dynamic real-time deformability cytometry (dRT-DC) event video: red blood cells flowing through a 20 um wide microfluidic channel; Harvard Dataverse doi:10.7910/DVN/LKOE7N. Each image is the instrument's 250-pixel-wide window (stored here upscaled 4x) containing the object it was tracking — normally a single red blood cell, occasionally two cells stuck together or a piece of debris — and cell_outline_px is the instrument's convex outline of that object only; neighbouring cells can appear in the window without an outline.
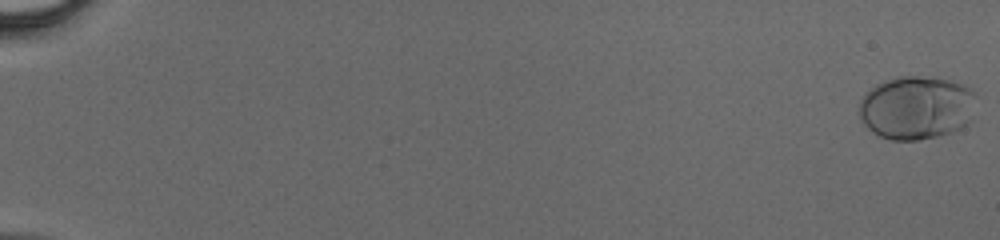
{"species": "human", "species_latin": "Homo sapiens", "temperature_condition": "cold", "stored_images_in_passage": 48, "camera_frame_rate_fps": 3000, "um_per_image_px": 0.085, "donor": {"sex": "male"}, "frame": {"image": 1, "passage_image": 1, "time_ms": 0.0, "image_size_px": [1000, 240], "cell_outline_px": [[976, 96], [972, 120], [960, 128], [952, 132], [920, 140], [892, 140], [880, 136], [872, 132], [864, 124], [860, 116], [860, 100], [876, 84], [900, 76], [916, 76], [948, 80], [964, 84], [976, 92]], "centroid_in_image_um": [77.94, 9.16], "position_along_channel_um": 7.1, "area_um2": 43.29}}
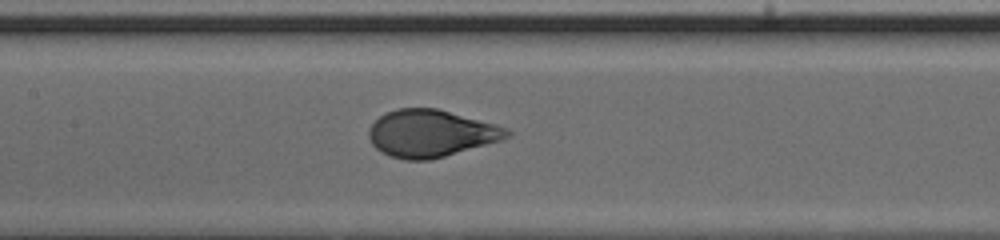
{"frame": {"image": 2, "passage_image": 26, "time_ms": 8.333, "image_size_px": [1000, 240], "cell_outline_px": [[512, 136], [500, 140], [444, 156], [428, 160], [404, 160], [388, 156], [380, 152], [372, 144], [368, 136], [368, 128], [380, 116], [396, 108], [436, 108], [496, 124], [508, 128], [512, 132]], "centroid_in_image_um": [36.6, 11.34], "position_along_channel_um": 170.8, "area_um2": 37.92}}
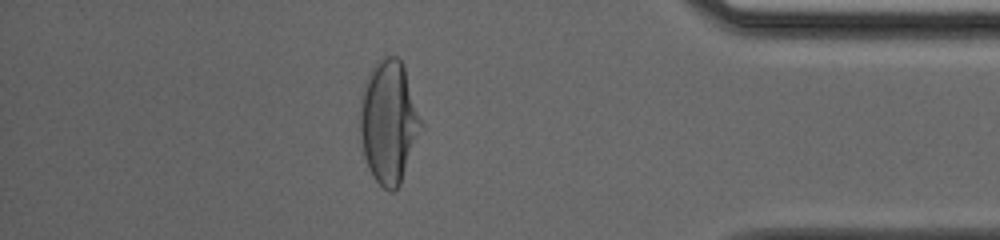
{"frame": {"image": 3, "passage_image": 43, "time_ms": 14.0, "image_size_px": [1000, 240], "cell_outline_px": [[424, 124], [400, 184], [392, 192], [388, 192], [372, 176], [368, 168], [364, 156], [360, 136], [360, 100], [368, 76], [376, 60], [384, 56], [396, 56], [400, 60], [404, 68]], "centroid_in_image_um": [33.05, 10.37], "position_along_channel_um": 402.2, "area_um2": 43.64}}